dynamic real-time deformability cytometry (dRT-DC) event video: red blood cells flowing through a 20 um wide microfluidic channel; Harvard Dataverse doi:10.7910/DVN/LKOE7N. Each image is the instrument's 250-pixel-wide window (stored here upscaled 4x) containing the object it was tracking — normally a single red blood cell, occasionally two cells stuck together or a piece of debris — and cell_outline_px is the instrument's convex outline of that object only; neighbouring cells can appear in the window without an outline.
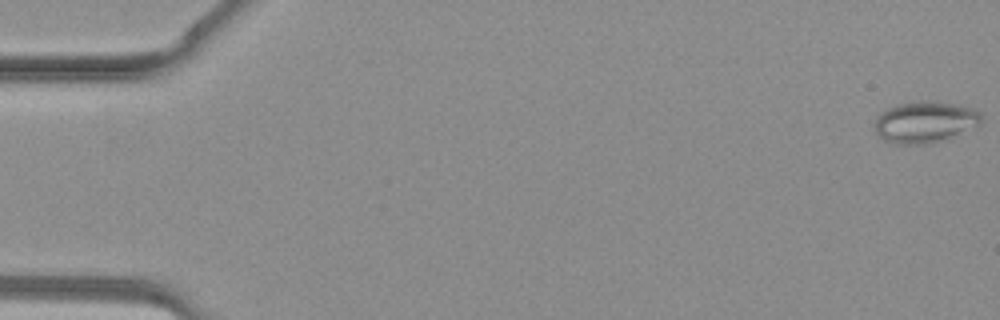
{"species": "common noctule bat (a hibernating species)", "species_latin": "Nyctalus noctula", "temperature_condition": "warm", "stored_images_in_passage": 7, "camera_frame_rate_fps": 3000, "um_per_image_px": 0.085, "animal": {"sex": "female", "body_mass_g": 19.3, "forearm_length_mm": 54.1}, "frame": {"image": 1, "passage_image": 1, "time_ms": 0.0, "image_size_px": [1000, 320], "cell_outline_px": [[980, 124], [928, 144], [900, 144], [884, 140], [872, 128], [872, 124], [876, 116], [880, 112], [896, 104], [920, 100], [928, 100], [956, 104], [972, 108], [980, 112]], "centroid_in_image_um": [78.52, 10.34], "position_along_channel_um": 6.5, "area_um2": 25.55}}